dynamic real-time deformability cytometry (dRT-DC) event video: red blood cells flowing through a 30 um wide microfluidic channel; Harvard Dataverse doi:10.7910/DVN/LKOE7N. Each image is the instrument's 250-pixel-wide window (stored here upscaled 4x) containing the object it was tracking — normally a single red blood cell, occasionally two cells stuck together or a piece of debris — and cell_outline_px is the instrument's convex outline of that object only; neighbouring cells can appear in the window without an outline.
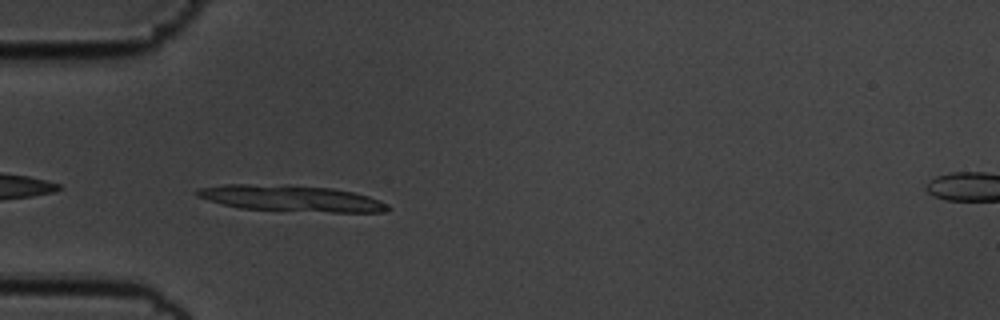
{"species": "common noctule bat (a hibernating species)", "species_latin": "Nyctalus noctula", "temperature_condition": "cold", "stored_images_in_passage": 41, "camera_frame_rate_fps": 3000, "um_per_image_px": 0.085, "animal": {"sex": "male", "body_mass_g": 19.5, "forearm_length_mm": 54.6}, "frame": {"image": 1, "passage_image": 2, "time_ms": 0.333, "image_size_px": [1000, 320], "cell_outline_px": [[392, 208], [384, 212], [332, 212], [240, 208], [208, 200], [196, 196], [192, 192], [196, 188], [224, 184], [288, 184], [332, 188], [352, 192], [368, 196], [380, 200], [388, 204]], "centroid_in_image_um": [24.71, 16.84], "position_along_channel_um": 60.3, "area_um2": 29.3}}
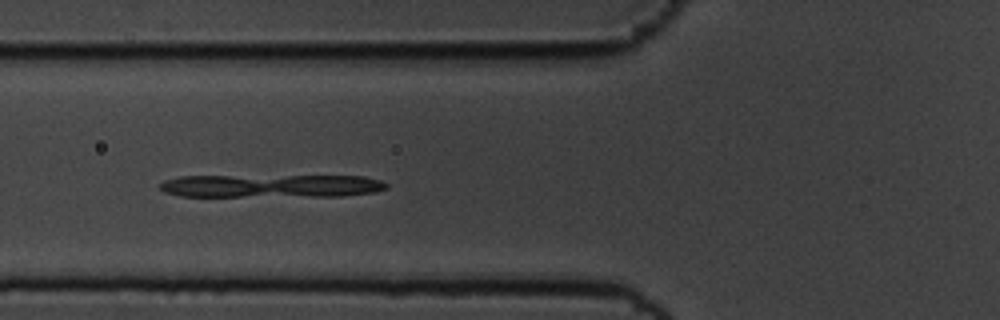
{"frame": {"image": 2, "passage_image": 6, "time_ms": 1.667, "image_size_px": [1000, 320], "cell_outline_px": [[388, 188], [376, 192], [340, 196], [180, 196], [164, 192], [160, 188], [160, 184], [164, 180], [180, 176], [364, 176], [380, 180], [388, 184]], "centroid_in_image_um": [23.07, 15.8], "position_along_channel_um": 102.7, "area_um2": 30.52}}
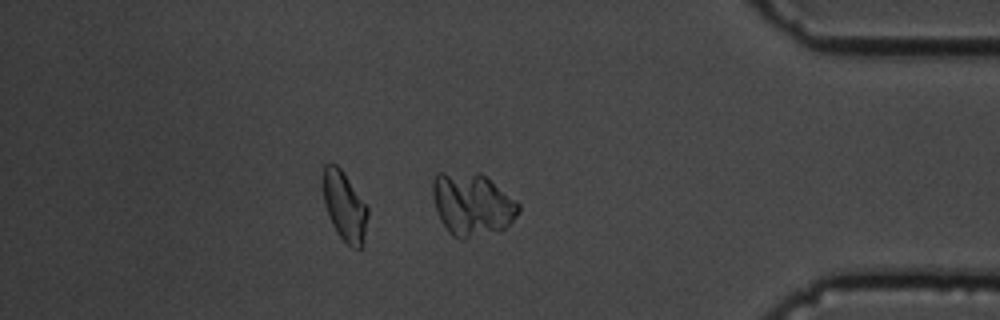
{"frame": {"image": 3, "passage_image": 33, "time_ms": 10.667, "image_size_px": [1000, 320], "cell_outline_px": [[520, 212], [504, 228], [464, 240], [460, 240], [452, 236], [448, 232], [440, 220], [432, 196], [432, 180], [436, 172], [480, 172], [516, 200], [520, 204]], "centroid_in_image_um": [40.09, 17.35], "position_along_channel_um": 395.1, "area_um2": 31.62}}